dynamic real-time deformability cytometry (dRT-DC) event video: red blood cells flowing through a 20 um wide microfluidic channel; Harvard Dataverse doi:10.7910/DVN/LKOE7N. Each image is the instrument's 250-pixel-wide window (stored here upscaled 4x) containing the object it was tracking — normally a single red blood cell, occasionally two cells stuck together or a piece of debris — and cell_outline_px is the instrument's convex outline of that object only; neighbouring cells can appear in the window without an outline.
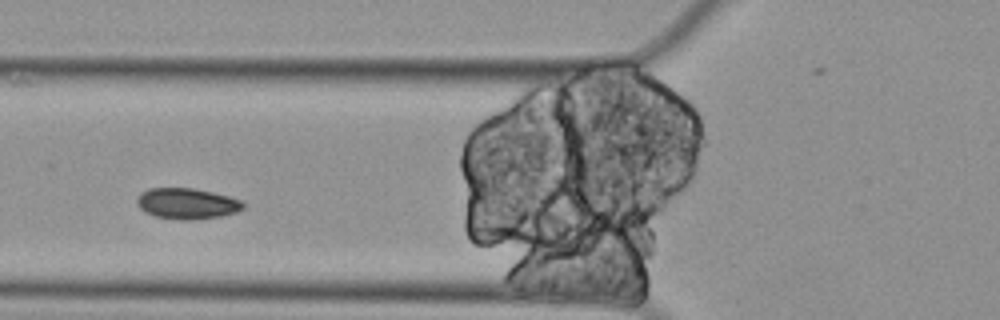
{"species": "Egyptian fruit bat (a non-hibernating species)", "species_latin": "Rousettus aegyptiacus", "temperature_condition": "cold", "stored_images_in_passage": 12, "segment_of_instrument_passage": [2, 2], "camera_frame_rate_fps": 3000, "um_per_image_px": 0.085, "animal": {"sex": "female"}, "frame": {"image": 1, "passage_image": 4, "time_ms": 1.0, "image_size_px": [1000, 320], "cell_outline_px": [[244, 208], [236, 212], [220, 216], [196, 220], [180, 220], [156, 216], [144, 212], [136, 204], [136, 200], [140, 192], [148, 188], [192, 188], [212, 192], [228, 196], [240, 200], [244, 204]], "centroid_in_image_um": [15.86, 17.3], "position_along_channel_um": 109.9, "area_um2": 19.19}}
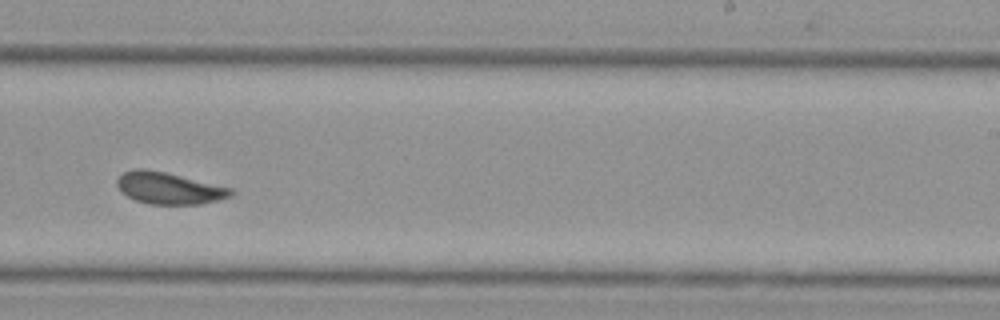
{"frame": {"image": 2, "passage_image": 8, "time_ms": 2.333, "image_size_px": [1000, 320], "cell_outline_px": [[236, 192], [232, 196], [200, 204], [148, 204], [136, 200], [120, 192], [116, 184], [116, 180], [124, 172], [136, 168], [144, 168], [164, 172], [232, 188]], "centroid_in_image_um": [14.35, 16.0], "position_along_channel_um": 274.7, "area_um2": 20.98}}
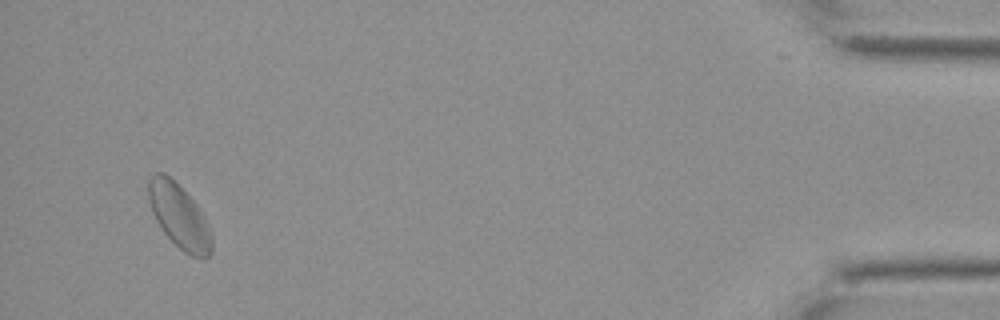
{"frame": {"image": 3, "passage_image": 12, "time_ms": 3.667, "image_size_px": [1000, 320], "cell_outline_px": [[212, 252], [204, 260], [192, 256], [184, 252], [164, 232], [156, 220], [152, 212], [148, 200], [148, 180], [156, 172], [164, 172], [196, 204], [208, 224], [212, 236]], "centroid_in_image_um": [15.24, 18.41], "position_along_channel_um": 420.0, "area_um2": 23.29}}